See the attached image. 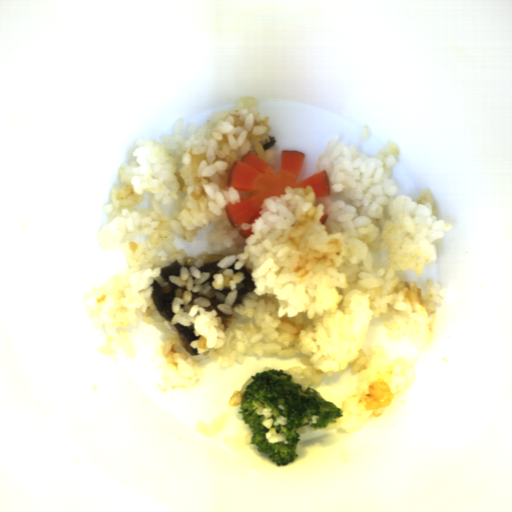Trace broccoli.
I'll list each match as a JSON object with an SVG mask.
<instances>
[{
  "instance_id": "obj_1",
  "label": "broccoli",
  "mask_w": 512,
  "mask_h": 512,
  "mask_svg": "<svg viewBox=\"0 0 512 512\" xmlns=\"http://www.w3.org/2000/svg\"><path fill=\"white\" fill-rule=\"evenodd\" d=\"M251 377L253 380L245 386L240 401L242 418L252 434L251 444L278 466L292 463L298 457V428H324L343 416V411L318 391L303 389L302 383L293 382L292 375L283 370H265ZM266 407L272 408L274 420L280 415L286 417L287 425H278L276 433L286 434L287 445L268 443V429L261 424L264 417L256 414V409Z\"/></svg>"
}]
</instances>
